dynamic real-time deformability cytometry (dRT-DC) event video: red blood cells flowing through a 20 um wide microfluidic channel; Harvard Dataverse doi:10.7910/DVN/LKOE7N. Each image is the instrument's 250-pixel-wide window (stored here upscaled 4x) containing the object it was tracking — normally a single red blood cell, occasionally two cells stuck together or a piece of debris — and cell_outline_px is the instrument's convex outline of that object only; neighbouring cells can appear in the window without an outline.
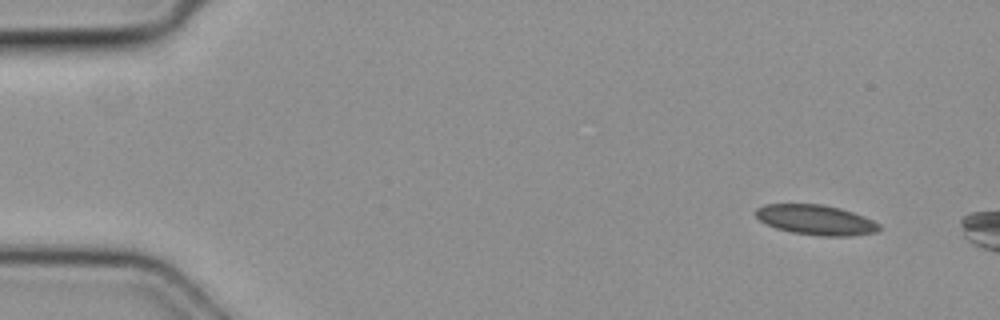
{"species": "common noctule bat (a hibernating species)", "species_latin": "Nyctalus noctula", "temperature_condition": "cold", "stored_images_in_passage": 3, "camera_frame_rate_fps": 3000, "um_per_image_px": 0.085, "animal": {"sex": "female", "body_mass_g": 19.3, "forearm_length_mm": 54.1}, "frame": {"image": 1, "passage_image": 1, "time_ms": 0.0, "image_size_px": [1000, 320], "cell_outline_px": [[880, 228], [876, 232], [852, 236], [820, 236], [792, 232], [776, 228], [760, 220], [756, 216], [756, 208], [764, 204], [820, 204], [840, 208], [864, 216], [880, 224]], "centroid_in_image_um": [69.36, 18.69], "position_along_channel_um": 15.6, "area_um2": 21.5}}